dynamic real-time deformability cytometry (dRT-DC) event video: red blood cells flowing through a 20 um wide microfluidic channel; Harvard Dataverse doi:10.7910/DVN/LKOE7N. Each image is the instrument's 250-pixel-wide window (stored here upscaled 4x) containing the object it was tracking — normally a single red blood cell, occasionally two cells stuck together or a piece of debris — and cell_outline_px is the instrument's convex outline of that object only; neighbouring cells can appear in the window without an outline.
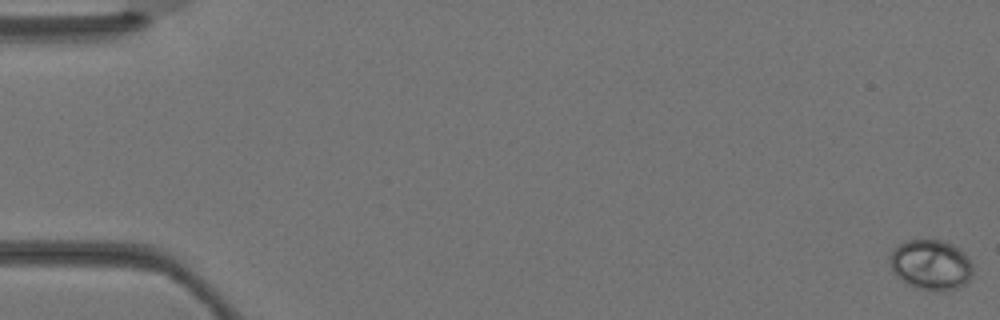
{"species": "Egyptian fruit bat (a non-hibernating species)", "species_latin": "Rousettus aegyptiacus", "temperature_condition": "warm", "stored_images_in_passage": 3, "camera_frame_rate_fps": 3000, "um_per_image_px": 0.085, "animal": {"sex": "female"}, "frame": {"image": 1, "passage_image": 1, "time_ms": 0.0, "image_size_px": [1000, 320], "cell_outline_px": [[972, 276], [964, 284], [948, 292], [940, 292], [916, 288], [900, 280], [892, 272], [888, 260], [892, 248], [908, 240], [944, 240], [960, 248], [968, 256], [972, 264]], "centroid_in_image_um": [79.11, 22.52], "position_along_channel_um": 5.9, "area_um2": 24.85}}